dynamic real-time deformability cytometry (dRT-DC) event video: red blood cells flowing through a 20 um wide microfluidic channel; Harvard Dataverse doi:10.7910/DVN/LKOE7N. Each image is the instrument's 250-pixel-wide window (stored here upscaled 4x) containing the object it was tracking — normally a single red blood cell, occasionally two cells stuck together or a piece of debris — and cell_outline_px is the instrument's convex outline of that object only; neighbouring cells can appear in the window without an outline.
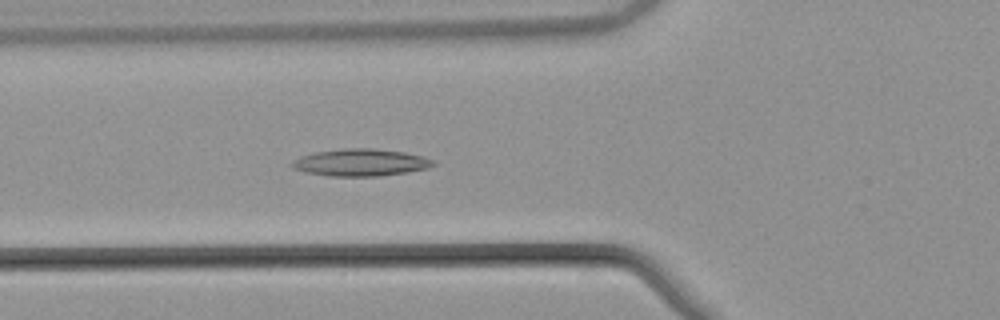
{"species": "common noctule bat (a hibernating species)", "species_latin": "Nyctalus noctula", "temperature_condition": "warm", "stored_images_in_passage": 55, "camera_frame_rate_fps": 3000, "um_per_image_px": 0.085, "animal": {"sex": "male", "body_mass_g": 21.5, "forearm_length_mm": 52.0}, "frame": {"image": 1, "passage_image": 21, "time_ms": 6.667, "image_size_px": [1000, 320], "cell_outline_px": [[436, 164], [428, 168], [408, 172], [380, 176], [328, 176], [304, 172], [292, 168], [288, 164], [292, 160], [300, 156], [316, 152], [344, 148], [372, 148], [404, 152], [424, 156], [432, 160]], "centroid_in_image_um": [30.62, 13.81], "position_along_channel_um": 95.2, "area_um2": 22.54}}
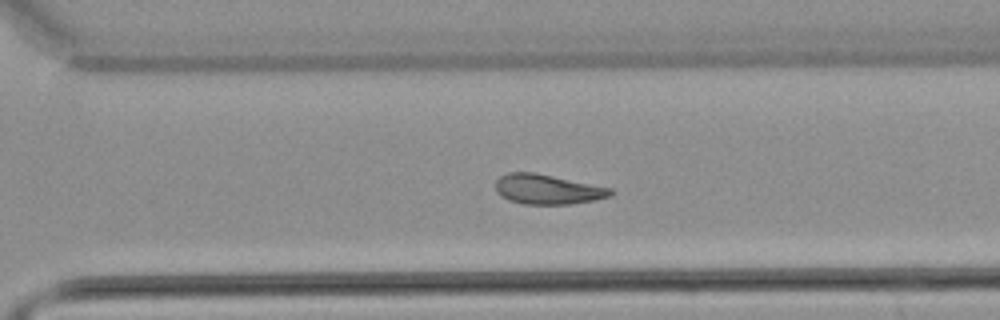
{"frame": {"image": 2, "passage_image": 39, "time_ms": 12.667, "image_size_px": [1000, 320], "cell_outline_px": [[612, 196], [592, 200], [568, 204], [524, 204], [508, 200], [500, 196], [496, 192], [496, 180], [500, 176], [508, 172], [532, 172], [612, 188]], "centroid_in_image_um": [46.49, 16.09], "position_along_channel_um": 324.1, "area_um2": 19.83}}
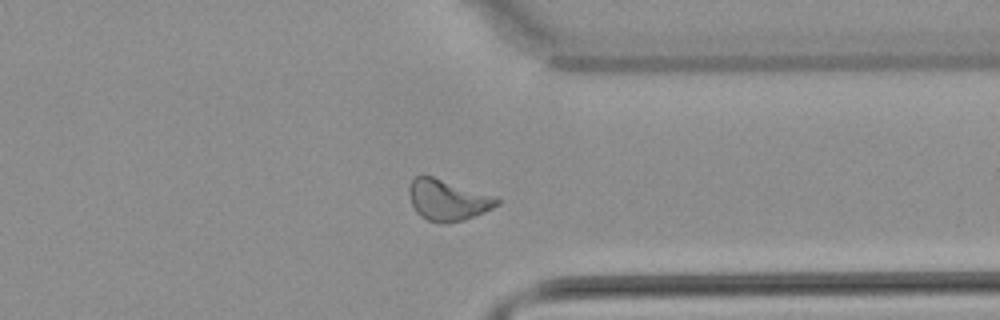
{"frame": {"image": 3, "passage_image": 43, "time_ms": 14.0, "image_size_px": [1000, 320], "cell_outline_px": [[500, 204], [484, 212], [464, 220], [448, 224], [440, 224], [428, 220], [420, 216], [416, 212], [412, 204], [408, 192], [408, 188], [412, 180], [416, 176], [432, 176], [496, 196], [500, 200]], "centroid_in_image_um": [38.06, 17.02], "position_along_channel_um": 373.3, "area_um2": 21.1}, "authors_computed_cell_mechanics": {"area_um2": 21.0392, "velocity_mm_per_s": 3.8184, "shape_relaxation_time_tau1_ms": 8.8647, "shape_relaxation_time_tau2_ms": 9.7152, "deformation_change_tau1": 0.1849, "deformation_change_tau2": 0.1931}}